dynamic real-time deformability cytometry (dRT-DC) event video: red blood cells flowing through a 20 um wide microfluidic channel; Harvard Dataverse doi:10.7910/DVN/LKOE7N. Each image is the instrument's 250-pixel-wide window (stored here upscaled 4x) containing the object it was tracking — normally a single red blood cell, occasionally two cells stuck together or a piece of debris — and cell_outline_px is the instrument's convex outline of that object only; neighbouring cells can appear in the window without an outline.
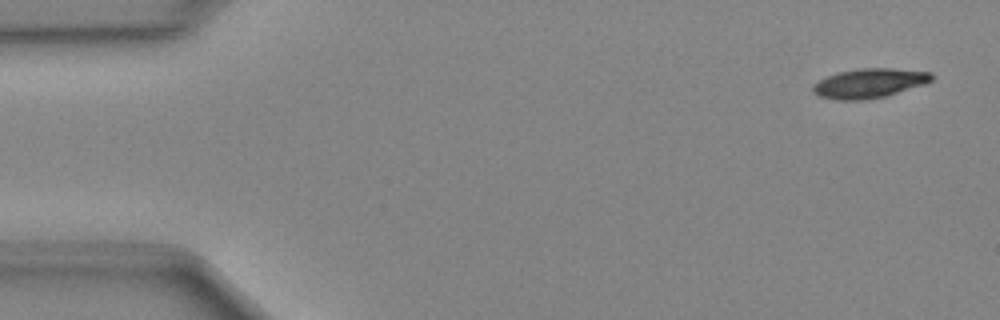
{"species": "Egyptian fruit bat (a non-hibernating species)", "species_latin": "Rousettus aegyptiacus", "temperature_condition": "cold", "stored_images_in_passage": 47, "camera_frame_rate_fps": 3000, "um_per_image_px": 0.085, "animal": {"sex": "female"}, "frame": {"image": 1, "passage_image": 1, "time_ms": 0.0, "image_size_px": [1000, 320], "cell_outline_px": [[932, 80], [924, 84], [884, 96], [864, 100], [836, 100], [820, 96], [812, 92], [812, 84], [836, 72], [860, 68], [892, 68], [932, 72]], "centroid_in_image_um": [73.85, 7.07], "position_along_channel_um": 11.1, "area_um2": 20.29}}
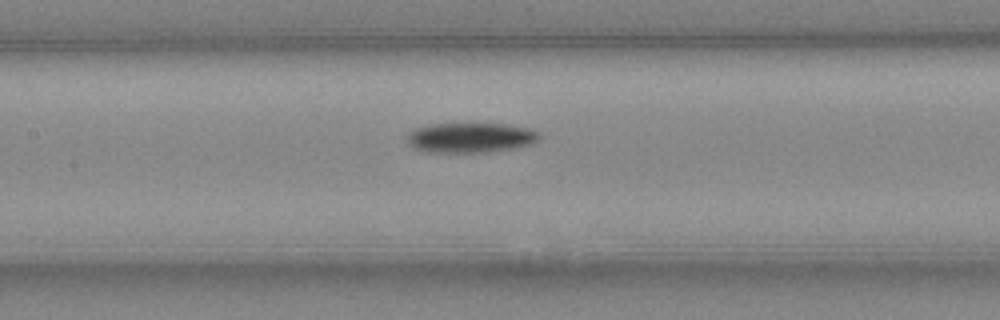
{"frame": {"image": 2, "passage_image": 21, "time_ms": 6.667, "image_size_px": [1000, 320], "cell_outline_px": [[540, 140], [532, 144], [516, 148], [492, 152], [428, 152], [416, 148], [408, 144], [408, 132], [416, 128], [428, 124], [508, 124], [532, 128], [540, 132]], "centroid_in_image_um": [40.07, 11.7], "position_along_channel_um": 167.3, "area_um2": 23.35}}
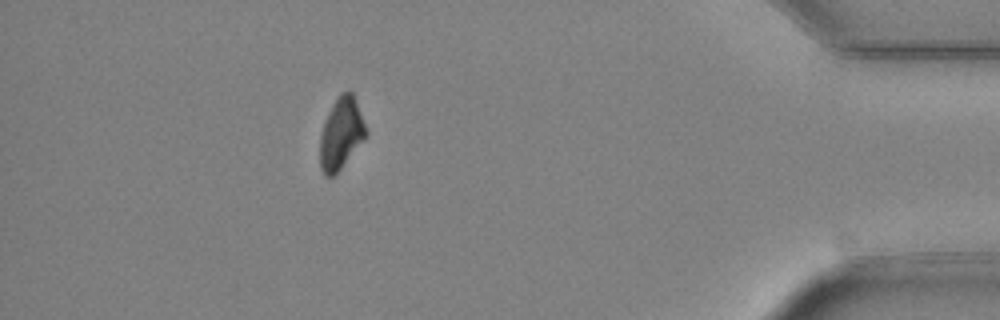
{"frame": {"image": 3, "passage_image": 42, "time_ms": 13.667, "image_size_px": [1000, 320], "cell_outline_px": [[368, 132], [364, 140], [340, 168], [332, 176], [324, 176], [320, 168], [320, 136], [328, 112], [332, 104], [340, 92], [352, 92]], "centroid_in_image_um": [28.98, 11.35], "position_along_channel_um": 406.2, "area_um2": 18.84}}